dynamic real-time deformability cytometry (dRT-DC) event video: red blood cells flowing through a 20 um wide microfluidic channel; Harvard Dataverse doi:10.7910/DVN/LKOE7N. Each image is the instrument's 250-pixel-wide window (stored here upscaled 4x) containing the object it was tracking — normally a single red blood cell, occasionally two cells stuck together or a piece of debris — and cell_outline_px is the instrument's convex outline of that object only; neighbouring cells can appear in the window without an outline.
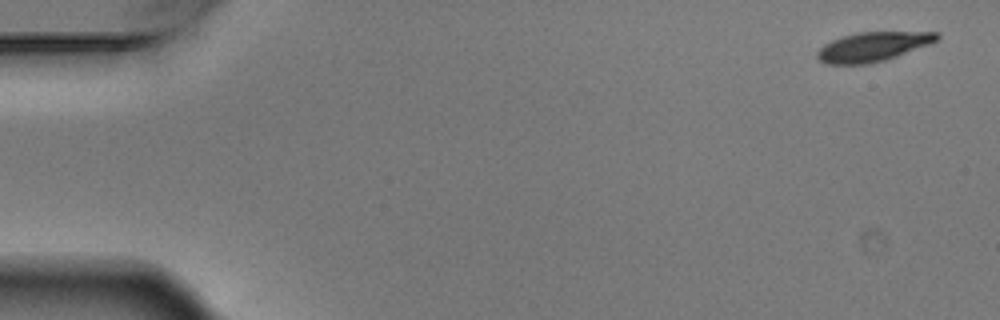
{"species": "Egyptian fruit bat (a non-hibernating species)", "species_latin": "Rousettus aegyptiacus", "temperature_condition": "warm", "stored_images_in_passage": 6, "segment_of_instrument_passage": [2, 2], "camera_frame_rate_fps": 3000, "um_per_image_px": 0.085, "animal": {"sex": "male"}, "frame": {"image": 1, "passage_image": 6, "time_ms": 1.667, "image_size_px": [1000, 320], "cell_outline_px": [[940, 36], [936, 40], [928, 44], [896, 56], [884, 60], [868, 64], [828, 64], [820, 60], [816, 56], [816, 52], [824, 44], [832, 40], [844, 36], [860, 32], [940, 32]], "centroid_in_image_um": [74.16, 3.97], "position_along_channel_um": 10.8, "area_um2": 20.11}}